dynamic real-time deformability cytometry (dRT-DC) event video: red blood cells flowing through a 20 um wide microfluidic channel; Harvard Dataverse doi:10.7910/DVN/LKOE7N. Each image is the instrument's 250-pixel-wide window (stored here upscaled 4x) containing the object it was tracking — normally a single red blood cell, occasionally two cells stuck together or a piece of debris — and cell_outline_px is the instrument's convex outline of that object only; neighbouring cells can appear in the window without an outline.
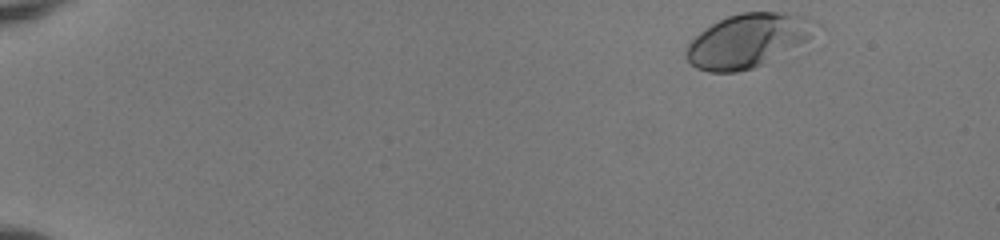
{"species": "human", "species_latin": "Homo sapiens", "temperature_condition": "room temperature", "stored_images_in_passage": 48, "camera_frame_rate_fps": 3000, "um_per_image_px": 0.085, "donor": {"sex": "female"}, "frame": {"image": 1, "passage_image": 1, "time_ms": 0.0, "image_size_px": [1000, 240], "cell_outline_px": [[812, 36], [808, 52], [752, 68], [736, 72], [708, 72], [696, 68], [688, 60], [684, 52], [688, 44], [704, 28], [728, 16], [740, 12], [776, 12], [804, 16]], "centroid_in_image_um": [63.65, 3.53], "position_along_channel_um": 21.4, "area_um2": 41.56}}
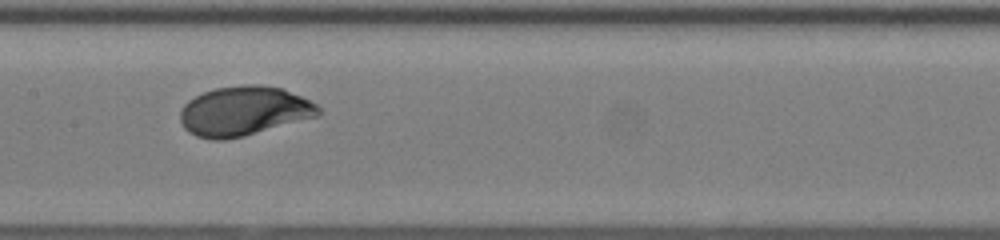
{"frame": {"image": 2, "passage_image": 24, "time_ms": 7.667, "image_size_px": [1000, 240], "cell_outline_px": [[320, 116], [244, 136], [224, 140], [212, 140], [196, 136], [188, 132], [184, 128], [180, 120], [180, 112], [184, 104], [188, 100], [204, 92], [216, 88], [244, 84], [256, 84], [280, 88], [300, 96], [316, 104], [320, 108]], "centroid_in_image_um": [20.72, 9.45], "position_along_channel_um": 186.7, "area_um2": 39.82}}
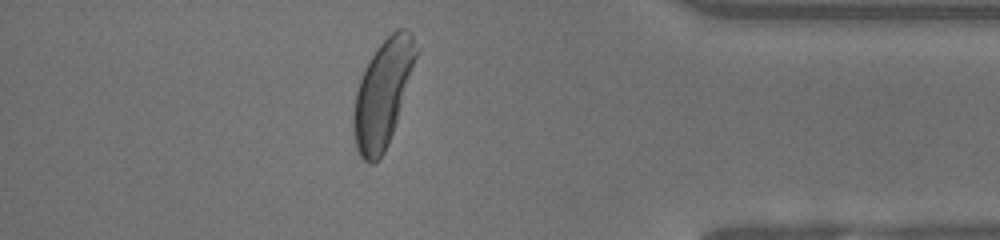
{"frame": {"image": 3, "passage_image": 42, "time_ms": 13.667, "image_size_px": [1000, 240], "cell_outline_px": [[420, 52], [388, 144], [384, 152], [372, 164], [368, 164], [360, 156], [356, 148], [352, 128], [352, 116], [356, 92], [364, 68], [376, 48], [396, 28], [408, 28], [412, 32], [420, 48]], "centroid_in_image_um": [32.56, 7.88], "position_along_channel_um": 402.6, "area_um2": 39.25}, "authors_computed_cell_mechanics": {"area_um2": 38.8416, "velocity_mm_per_s": 3.9696, "shape_relaxation_time_tau1_ms": 2.035, "shape_relaxation_time_tau2_ms": null, "deformation_change_tau1": 0.1361, "deformation_change_tau2": null}}